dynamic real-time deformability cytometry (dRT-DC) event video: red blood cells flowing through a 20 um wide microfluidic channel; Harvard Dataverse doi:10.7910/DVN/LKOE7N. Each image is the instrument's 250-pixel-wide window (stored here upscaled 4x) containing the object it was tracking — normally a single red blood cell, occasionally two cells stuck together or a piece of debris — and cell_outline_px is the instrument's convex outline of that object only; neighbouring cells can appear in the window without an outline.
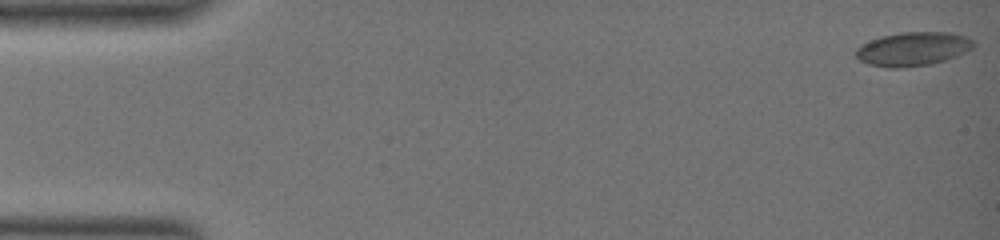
{"species": "common noctule bat (a hibernating species)", "species_latin": "Nyctalus noctula", "temperature_condition": "warm", "stored_images_in_passage": 59, "camera_frame_rate_fps": 3000, "um_per_image_px": 0.085, "animal": {"sex": "female", "body_mass_g": 19.0, "forearm_length_mm": 51.5}, "frame": {"image": 1, "passage_image": 1, "time_ms": 0.0, "image_size_px": [1000, 240], "cell_outline_px": [[976, 44], [972, 48], [956, 56], [932, 64], [900, 68], [888, 68], [868, 64], [860, 60], [856, 56], [856, 48], [880, 36], [900, 32], [948, 32], [964, 36], [972, 40]], "centroid_in_image_um": [77.59, 4.16], "position_along_channel_um": 7.4, "area_um2": 23.06}}
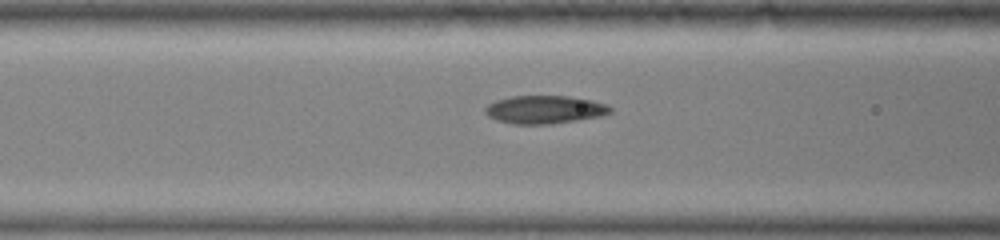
{"frame": {"image": 2, "passage_image": 25, "time_ms": 8.0, "image_size_px": [1000, 240], "cell_outline_px": [[612, 112], [600, 116], [548, 124], [512, 124], [496, 120], [488, 116], [484, 112], [484, 108], [488, 104], [496, 100], [512, 96], [568, 96], [592, 100], [608, 104], [612, 108]], "centroid_in_image_um": [46.28, 9.31], "position_along_channel_um": 120.3, "area_um2": 20.46}}
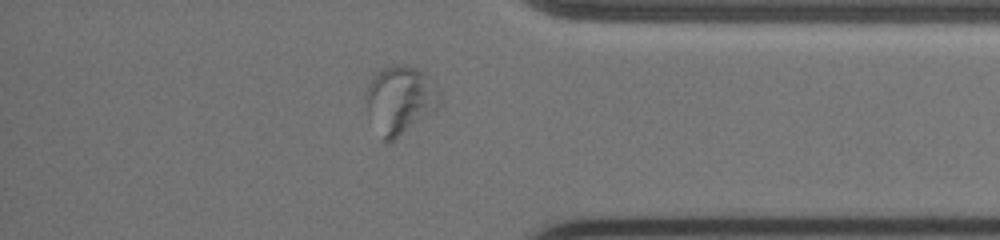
{"frame": {"image": 3, "passage_image": 51, "time_ms": 16.667, "image_size_px": [1000, 240], "cell_outline_px": [[440, 104], [436, 108], [392, 140], [384, 140], [368, 112], [364, 96], [368, 84], [372, 76], [380, 68], [392, 64], [404, 64], [428, 72], [436, 84], [440, 100]], "centroid_in_image_um": [34.0, 8.36], "position_along_channel_um": 401.2, "area_um2": 28.84}, "authors_computed_cell_mechanics": {"area_um2": 21.097, "velocity_mm_per_s": 3.2923, "shape_relaxation_time_tau1_ms": null, "shape_relaxation_time_tau2_ms": 1.7387, "deformation_change_tau1": null, "deformation_change_tau2": 0.0515}}